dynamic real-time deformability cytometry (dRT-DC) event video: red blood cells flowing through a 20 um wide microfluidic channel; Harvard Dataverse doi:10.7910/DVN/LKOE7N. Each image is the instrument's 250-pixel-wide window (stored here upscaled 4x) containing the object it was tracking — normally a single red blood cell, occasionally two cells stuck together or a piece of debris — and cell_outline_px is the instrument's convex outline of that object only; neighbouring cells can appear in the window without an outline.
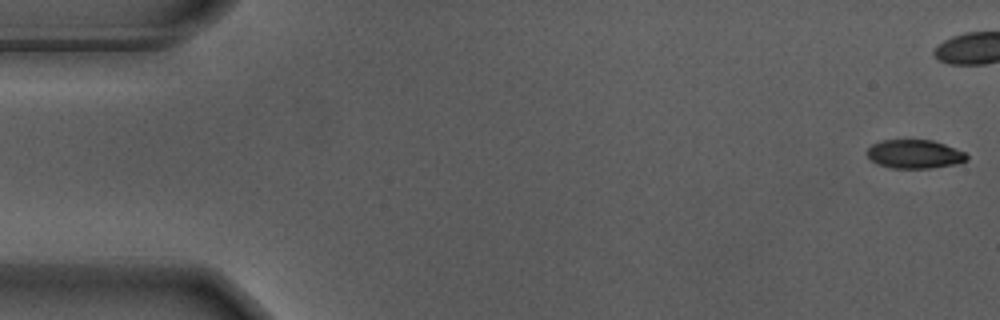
{"species": "Egyptian fruit bat (a non-hibernating species)", "species_latin": "Rousettus aegyptiacus", "temperature_condition": "warm", "stored_images_in_passage": 24, "camera_frame_rate_fps": 3000, "um_per_image_px": 0.085, "animal": {"sex": "male"}, "frame": {"image": 1, "passage_image": 1, "time_ms": 0.0, "image_size_px": [1000, 320], "cell_outline_px": [[968, 160], [960, 164], [932, 168], [892, 168], [876, 164], [868, 156], [868, 148], [872, 144], [880, 140], [932, 140], [944, 144], [964, 152], [968, 156]], "centroid_in_image_um": [77.76, 13.11], "position_along_channel_um": 7.2, "area_um2": 16.76}}